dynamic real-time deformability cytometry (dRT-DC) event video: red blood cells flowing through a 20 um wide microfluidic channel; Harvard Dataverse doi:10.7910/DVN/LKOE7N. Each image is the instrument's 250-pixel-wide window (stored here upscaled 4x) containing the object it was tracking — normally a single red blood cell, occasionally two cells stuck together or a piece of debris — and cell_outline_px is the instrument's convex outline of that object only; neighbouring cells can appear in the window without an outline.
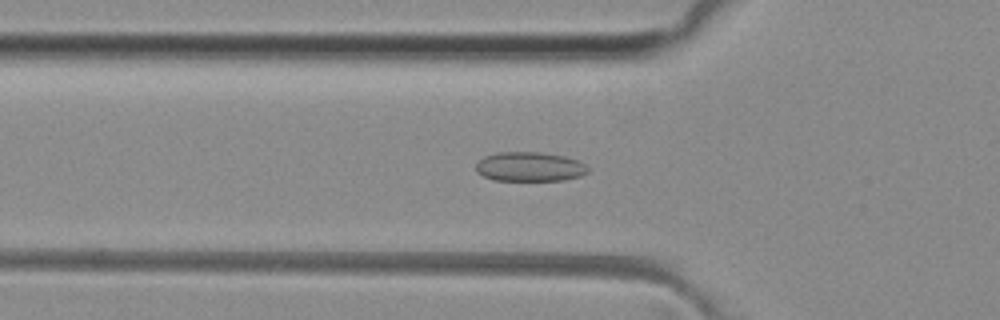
{"species": "common noctule bat (a hibernating species)", "species_latin": "Nyctalus noctula", "temperature_condition": "room temperature", "stored_images_in_passage": 41, "camera_frame_rate_fps": 3000, "um_per_image_px": 0.085, "animal": {"sex": "female", "body_mass_g": 29.2, "forearm_length_mm": 56.3}, "frame": {"image": 1, "passage_image": 7, "time_ms": 2.0, "image_size_px": [1000, 320], "cell_outline_px": [[588, 172], [580, 176], [564, 180], [492, 180], [476, 172], [476, 164], [484, 156], [496, 152], [540, 152], [564, 156], [580, 160], [588, 168]], "centroid_in_image_um": [45.02, 14.16], "position_along_channel_um": 80.8, "area_um2": 19.25}}
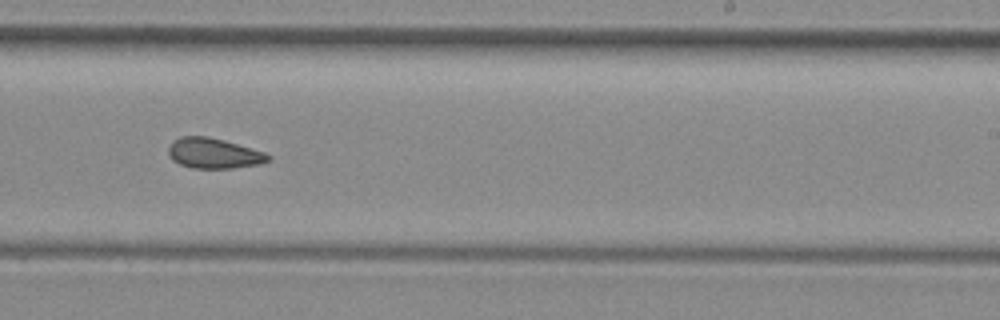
{"frame": {"image": 2, "passage_image": 21, "time_ms": 6.667, "image_size_px": [1000, 320], "cell_outline_px": [[272, 160], [260, 164], [232, 168], [192, 168], [180, 164], [172, 160], [168, 156], [168, 148], [172, 140], [180, 136], [208, 136], [224, 140], [264, 152], [272, 156]], "centroid_in_image_um": [18.15, 13.03], "position_along_channel_um": 270.8, "area_um2": 17.8}}
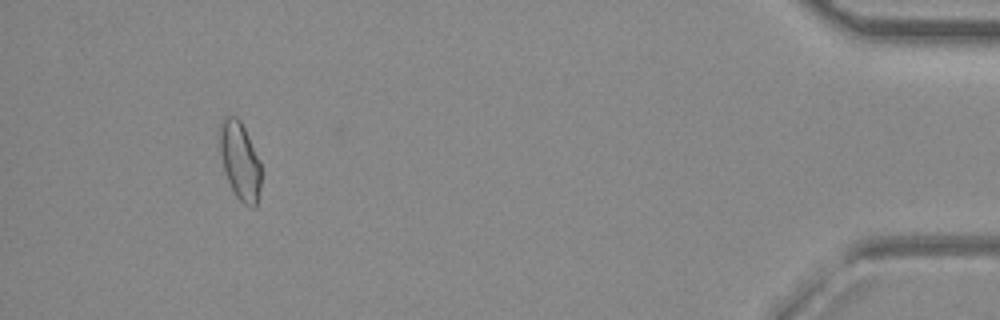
{"frame": {"image": 3, "passage_image": 37, "time_ms": 12.0, "image_size_px": [1000, 320], "cell_outline_px": [[260, 188], [256, 208], [252, 208], [244, 204], [236, 196], [224, 172], [220, 156], [220, 120], [224, 116], [236, 116], [240, 120], [260, 160]], "centroid_in_image_um": [20.39, 13.67], "position_along_channel_um": 414.8, "area_um2": 18.79}, "authors_computed_cell_mechanics": {"area_um2": 18.0336, "velocity_mm_per_s": 4.0682, "shape_relaxation_time_tau1_ms": null, "shape_relaxation_time_tau2_ms": 3.5599, "deformation_change_tau1": null, "deformation_change_tau2": 0.0805}}